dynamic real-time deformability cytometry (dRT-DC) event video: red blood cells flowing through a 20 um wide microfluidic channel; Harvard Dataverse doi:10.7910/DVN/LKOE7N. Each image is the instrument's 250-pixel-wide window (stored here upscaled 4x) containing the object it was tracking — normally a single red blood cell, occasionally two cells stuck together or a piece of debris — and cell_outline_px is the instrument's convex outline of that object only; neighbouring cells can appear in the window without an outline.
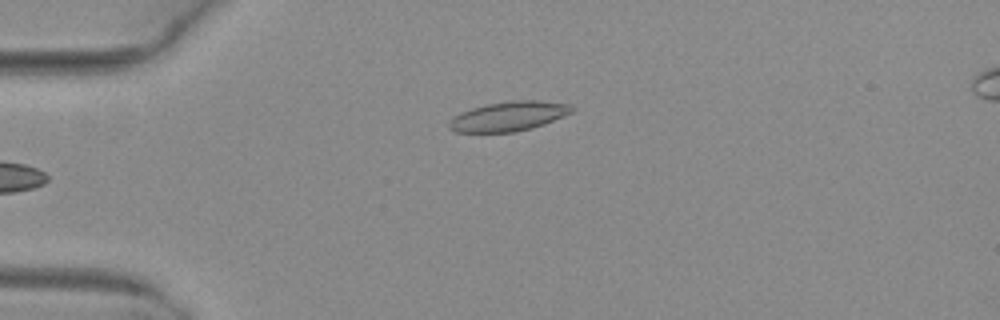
{"species": "common noctule bat (a hibernating species)", "species_latin": "Nyctalus noctula", "temperature_condition": "warm", "stored_images_in_passage": 4, "camera_frame_rate_fps": 3000, "um_per_image_px": 0.085, "animal": {"sex": "female", "body_mass_g": 29.2, "forearm_length_mm": 56.3}, "frame": {"image": 1, "passage_image": 4, "time_ms": 1.0, "image_size_px": [1000, 320], "cell_outline_px": [[576, 108], [572, 112], [544, 124], [532, 128], [512, 132], [456, 132], [448, 128], [448, 120], [452, 116], [460, 112], [472, 108], [488, 104], [512, 100], [536, 100], [572, 104]], "centroid_in_image_um": [43.22, 9.88], "position_along_channel_um": 41.8, "area_um2": 21.27}}